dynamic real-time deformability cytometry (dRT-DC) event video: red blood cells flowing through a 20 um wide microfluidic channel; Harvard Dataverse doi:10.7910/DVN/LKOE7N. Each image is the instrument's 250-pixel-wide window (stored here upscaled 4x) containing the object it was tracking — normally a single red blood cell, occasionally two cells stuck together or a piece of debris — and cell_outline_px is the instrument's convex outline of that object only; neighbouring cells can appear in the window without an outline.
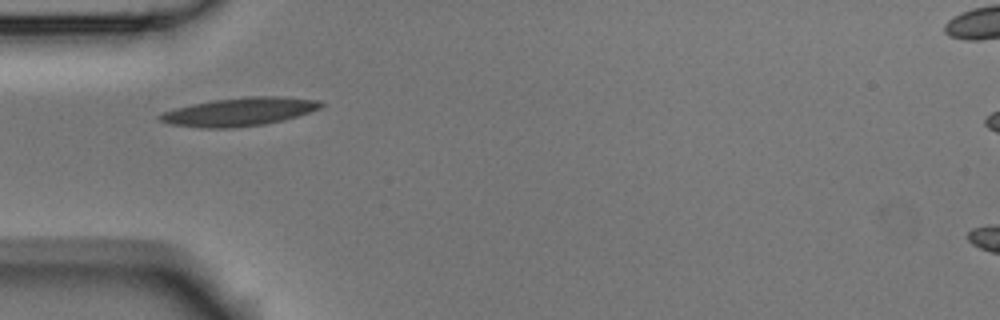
{"species": "Egyptian fruit bat (a non-hibernating species)", "species_latin": "Rousettus aegyptiacus", "temperature_condition": "room temperature", "stored_images_in_passage": 11, "camera_frame_rate_fps": 3000, "um_per_image_px": 0.085, "animal": {"sex": "male"}, "frame": {"image": 1, "passage_image": 1, "time_ms": 0.0, "image_size_px": [1000, 320], "cell_outline_px": [[324, 104], [320, 108], [284, 120], [264, 124], [232, 128], [200, 128], [168, 124], [160, 120], [156, 116], [164, 112], [176, 108], [192, 104], [212, 100], [244, 96], [280, 96], [320, 100]], "centroid_in_image_um": [20.33, 9.5], "position_along_channel_um": 64.7, "area_um2": 26.65}}
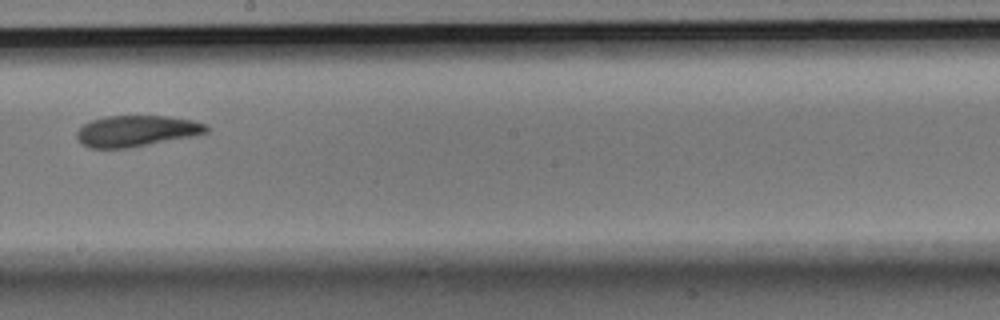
{"frame": {"image": 2, "passage_image": 5, "time_ms": 1.333, "image_size_px": [1000, 320], "cell_outline_px": [[208, 132], [192, 136], [128, 148], [88, 148], [80, 144], [76, 136], [76, 132], [84, 124], [92, 120], [108, 116], [168, 116], [192, 120], [208, 124]], "centroid_in_image_um": [11.58, 11.13], "position_along_channel_um": 236.6, "area_um2": 23.47}}
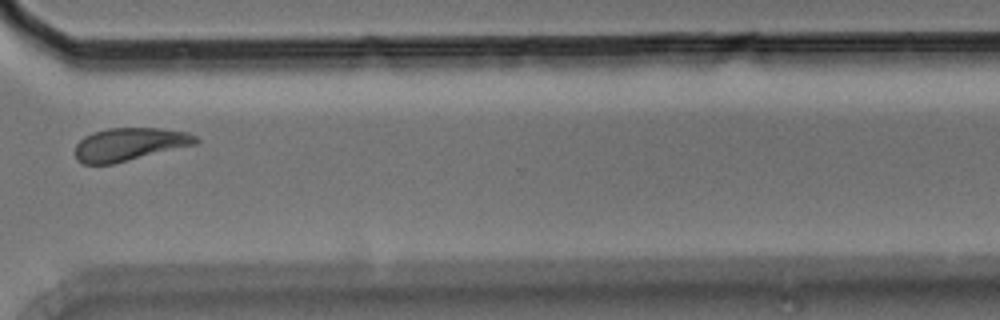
{"frame": {"image": 3, "passage_image": 8, "time_ms": 2.333, "image_size_px": [1000, 320], "cell_outline_px": [[200, 140], [196, 144], [112, 164], [84, 164], [76, 160], [76, 144], [84, 136], [92, 132], [108, 128], [160, 128], [184, 132], [196, 136]], "centroid_in_image_um": [10.98, 12.26], "position_along_channel_um": 359.6, "area_um2": 23.0}}